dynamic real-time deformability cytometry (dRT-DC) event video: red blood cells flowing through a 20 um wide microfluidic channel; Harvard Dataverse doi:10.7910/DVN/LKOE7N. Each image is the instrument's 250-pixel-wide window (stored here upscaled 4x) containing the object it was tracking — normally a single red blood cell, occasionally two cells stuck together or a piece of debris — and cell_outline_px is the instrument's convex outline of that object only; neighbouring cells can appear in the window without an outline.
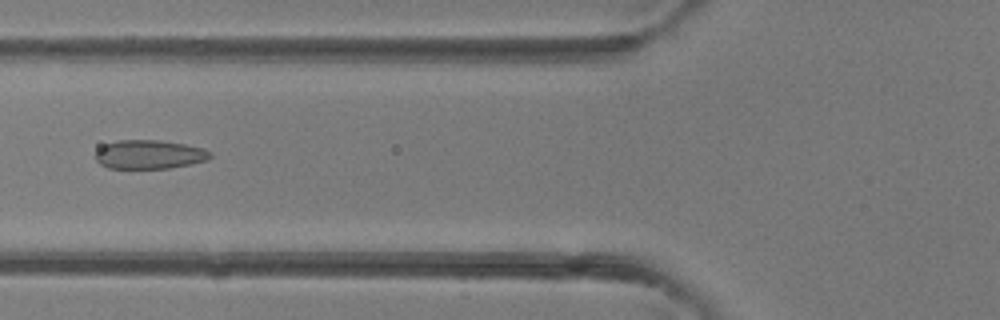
{"species": "common noctule bat (a hibernating species)", "species_latin": "Nyctalus noctula", "temperature_condition": "room temperature", "stored_images_in_passage": 30, "camera_frame_rate_fps": 3000, "um_per_image_px": 0.085, "animal": {"sex": "female"}, "frame": {"image": 1, "passage_image": 5, "time_ms": 1.333, "image_size_px": [1000, 320], "cell_outline_px": [[212, 156], [208, 160], [192, 164], [168, 168], [108, 168], [100, 164], [96, 160], [96, 152], [104, 144], [116, 140], [160, 140], [184, 144], [204, 148], [212, 152]], "centroid_in_image_um": [12.72, 13.12], "position_along_channel_um": 113.1, "area_um2": 19.42}}